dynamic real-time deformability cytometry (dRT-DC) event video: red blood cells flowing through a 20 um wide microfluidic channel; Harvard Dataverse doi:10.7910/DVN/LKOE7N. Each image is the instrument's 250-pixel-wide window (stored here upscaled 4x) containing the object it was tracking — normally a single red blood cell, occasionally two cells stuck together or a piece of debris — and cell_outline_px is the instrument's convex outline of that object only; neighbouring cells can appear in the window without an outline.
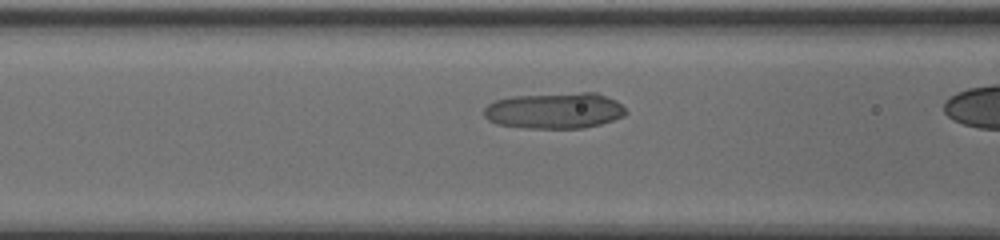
{"species": "human", "species_latin": "Homo sapiens", "temperature_condition": "cold", "stored_images_in_passage": 31, "camera_frame_rate_fps": 3000, "um_per_image_px": 0.085, "donor": {"sex": "male"}, "frame": {"image": 1, "passage_image": 10, "time_ms": 3.0, "image_size_px": [1000, 240], "cell_outline_px": [[628, 112], [624, 116], [600, 124], [584, 128], [524, 128], [496, 124], [488, 120], [484, 116], [484, 108], [488, 104], [496, 100], [512, 96], [580, 92], [596, 92], [616, 100]], "centroid_in_image_um": [47.14, 9.4], "position_along_channel_um": 119.5, "area_um2": 29.94}}
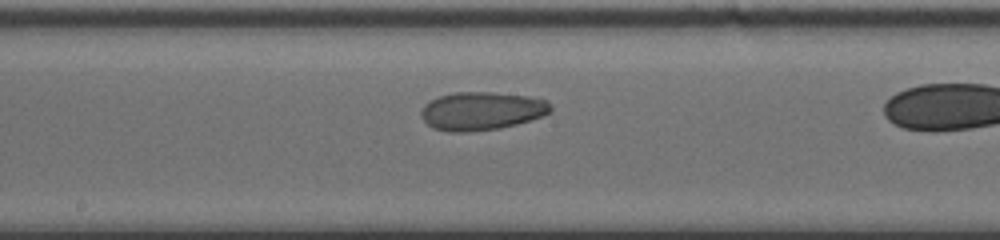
{"frame": {"image": 2, "passage_image": 17, "time_ms": 5.333, "image_size_px": [1000, 240], "cell_outline_px": [[552, 108], [548, 112], [540, 116], [516, 124], [500, 128], [464, 132], [448, 132], [432, 128], [420, 116], [420, 108], [424, 104], [440, 96], [456, 92], [488, 92], [528, 96], [548, 100]], "centroid_in_image_um": [40.89, 9.43], "position_along_channel_um": 207.3, "area_um2": 28.73}}
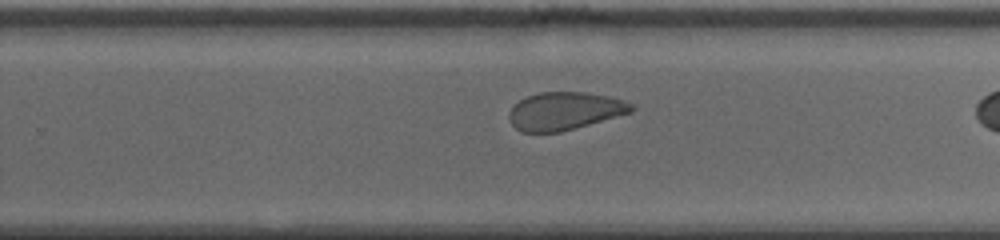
{"frame": {"image": 3, "passage_image": 23, "time_ms": 7.333, "image_size_px": [1000, 240], "cell_outline_px": [[636, 108], [632, 112], [560, 132], [520, 132], [512, 124], [508, 116], [508, 112], [520, 100], [528, 96], [540, 92], [584, 92], [608, 96], [624, 100], [636, 104]], "centroid_in_image_um": [48.03, 9.43], "position_along_channel_um": 281.8, "area_um2": 26.93}}